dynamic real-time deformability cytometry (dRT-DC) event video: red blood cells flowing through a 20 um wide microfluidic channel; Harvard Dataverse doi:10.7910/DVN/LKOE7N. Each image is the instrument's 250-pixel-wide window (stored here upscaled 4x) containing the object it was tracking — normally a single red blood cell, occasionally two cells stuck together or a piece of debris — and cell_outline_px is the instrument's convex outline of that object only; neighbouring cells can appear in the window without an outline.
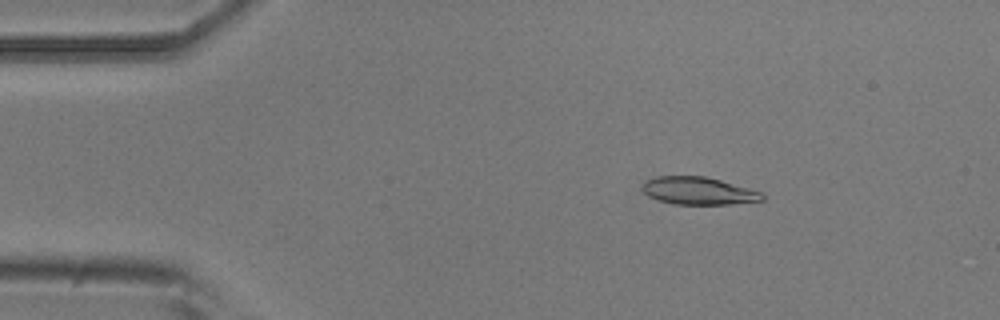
{"species": "common noctule bat (a hibernating species)", "species_latin": "Nyctalus noctula", "temperature_condition": "room temperature", "stored_images_in_passage": 5, "camera_frame_rate_fps": 3000, "um_per_image_px": 0.085, "animal": {"sex": "male", "body_mass_g": 20.5, "forearm_length_mm": 52.5}, "frame": {"image": 1, "passage_image": 3, "time_ms": 2.333, "image_size_px": [1000, 320], "cell_outline_px": [[764, 200], [728, 204], [672, 204], [656, 200], [648, 196], [640, 188], [648, 180], [656, 176], [704, 176], [720, 180], [748, 188], [760, 192], [764, 196]], "centroid_in_image_um": [59.32, 16.22], "position_along_channel_um": 25.7, "area_um2": 19.13}}